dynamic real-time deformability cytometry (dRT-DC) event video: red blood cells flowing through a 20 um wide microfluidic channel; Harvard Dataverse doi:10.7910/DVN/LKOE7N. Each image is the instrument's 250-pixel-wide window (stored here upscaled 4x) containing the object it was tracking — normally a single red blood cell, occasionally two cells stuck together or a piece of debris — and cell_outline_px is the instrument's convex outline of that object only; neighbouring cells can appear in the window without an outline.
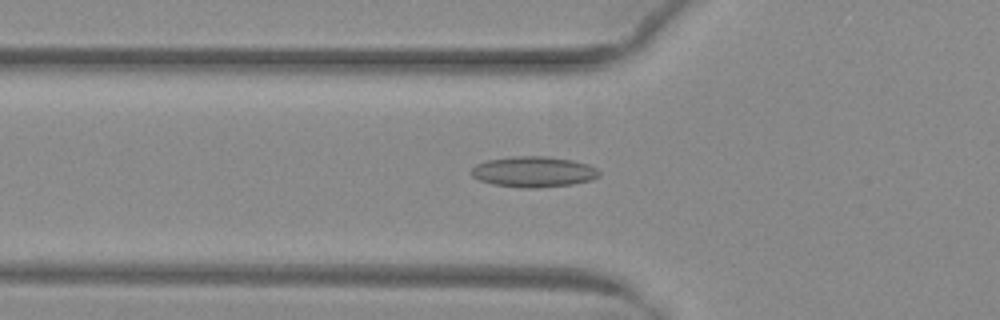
{"species": "common noctule bat (a hibernating species)", "species_latin": "Nyctalus noctula", "temperature_condition": "warm", "stored_images_in_passage": 37, "camera_frame_rate_fps": 3000, "um_per_image_px": 0.085, "animal": {"sex": "female", "body_mass_g": 29.2, "forearm_length_mm": 56.3}, "frame": {"image": 1, "passage_image": 8, "time_ms": 2.333, "image_size_px": [1000, 320], "cell_outline_px": [[600, 176], [592, 180], [572, 184], [536, 188], [524, 188], [492, 184], [480, 180], [472, 176], [472, 168], [476, 164], [488, 160], [512, 156], [548, 156], [572, 160], [588, 164], [596, 168], [600, 172]], "centroid_in_image_um": [45.38, 14.6], "position_along_channel_um": 80.4, "area_um2": 22.89}}
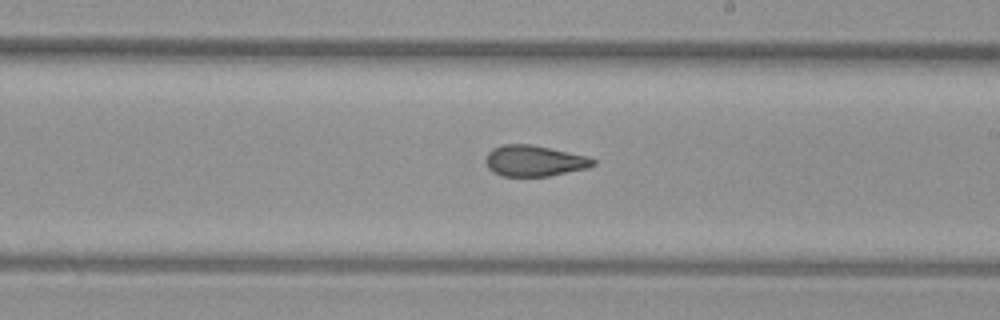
{"frame": {"image": 2, "passage_image": 20, "time_ms": 6.333, "image_size_px": [1000, 320], "cell_outline_px": [[596, 164], [588, 168], [548, 176], [500, 176], [492, 172], [488, 168], [484, 160], [488, 152], [492, 148], [504, 144], [532, 144], [588, 156], [596, 160]], "centroid_in_image_um": [45.4, 13.67], "position_along_channel_um": 243.6, "area_um2": 19.59}}
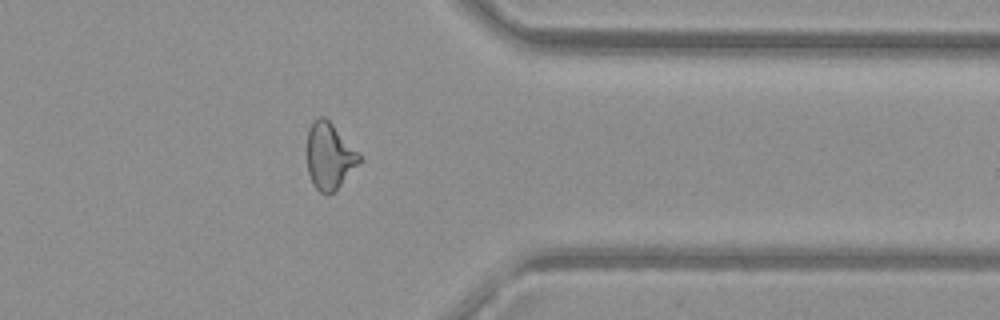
{"frame": {"image": 3, "passage_image": 31, "time_ms": 10.0, "image_size_px": [1000, 320], "cell_outline_px": [[360, 160], [340, 184], [328, 196], [320, 192], [316, 188], [308, 172], [308, 128], [320, 116], [324, 116], [360, 152]], "centroid_in_image_um": [28.0, 13.25], "position_along_channel_um": 383.4, "area_um2": 19.65}}